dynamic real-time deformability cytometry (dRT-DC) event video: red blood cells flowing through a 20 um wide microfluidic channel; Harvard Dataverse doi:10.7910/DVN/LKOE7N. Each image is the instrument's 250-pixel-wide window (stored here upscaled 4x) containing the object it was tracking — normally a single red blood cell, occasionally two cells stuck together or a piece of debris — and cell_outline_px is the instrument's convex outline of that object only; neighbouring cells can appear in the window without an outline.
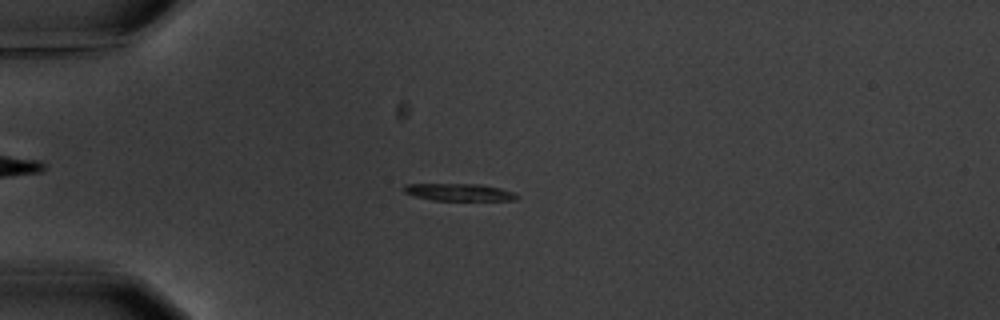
{"species": "common noctule bat (a hibernating species)", "species_latin": "Nyctalus noctula", "temperature_condition": "warm", "stored_images_in_passage": 5, "segment_of_instrument_passage": [1, 2], "camera_frame_rate_fps": 3000, "um_per_image_px": 0.085, "animal": {"sex": "male", "body_mass_g": 20.1, "forearm_length_mm": 53.5}, "frame": {"image": 1, "passage_image": 4, "time_ms": 3.667, "image_size_px": [1000, 320], "cell_outline_px": [[516, 200], [432, 200], [416, 196], [404, 192], [404, 184], [480, 184], [500, 188], [512, 192], [516, 196]], "centroid_in_image_um": [38.99, 16.33], "position_along_channel_um": 46.0, "area_um2": 11.1}}